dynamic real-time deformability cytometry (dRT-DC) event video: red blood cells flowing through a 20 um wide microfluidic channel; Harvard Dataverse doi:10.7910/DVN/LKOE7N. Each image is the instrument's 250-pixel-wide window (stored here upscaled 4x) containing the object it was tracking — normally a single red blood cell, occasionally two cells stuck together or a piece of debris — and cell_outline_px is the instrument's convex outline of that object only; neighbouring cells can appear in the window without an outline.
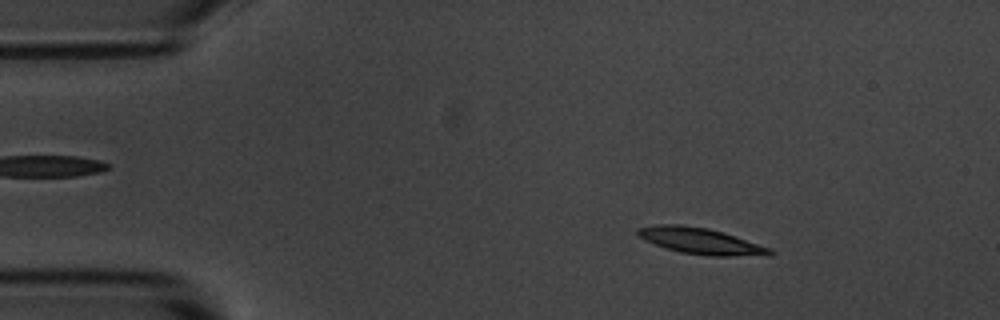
{"species": "common noctule bat (a hibernating species)", "species_latin": "Nyctalus noctula", "temperature_condition": "room temperature", "stored_images_in_passage": 53, "camera_frame_rate_fps": 3000, "um_per_image_px": 0.085, "animal": {"sex": "male", "body_mass_g": 20.1, "forearm_length_mm": 53.5}, "frame": {"image": 1, "passage_image": 7, "time_ms": 2.0, "image_size_px": [1000, 320], "cell_outline_px": [[776, 252], [772, 256], [708, 256], [680, 252], [644, 240], [636, 232], [636, 228], [656, 224], [680, 224], [708, 228], [724, 232], [772, 248]], "centroid_in_image_um": [59.64, 20.49], "position_along_channel_um": 25.4, "area_um2": 20.46}}
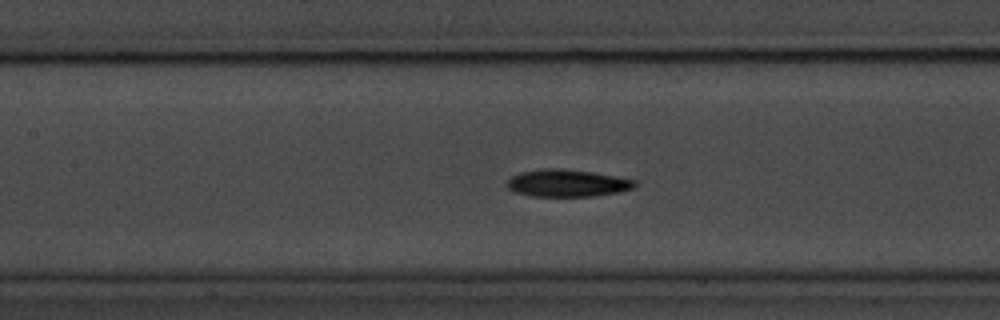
{"frame": {"image": 2, "passage_image": 23, "time_ms": 7.333, "image_size_px": [1000, 320], "cell_outline_px": [[636, 184], [632, 188], [616, 192], [592, 196], [532, 196], [516, 192], [508, 188], [504, 184], [512, 176], [520, 172], [544, 168], [560, 168], [592, 172], [616, 176], [636, 180]], "centroid_in_image_um": [48.17, 15.55], "position_along_channel_um": 159.2, "area_um2": 20.17}}
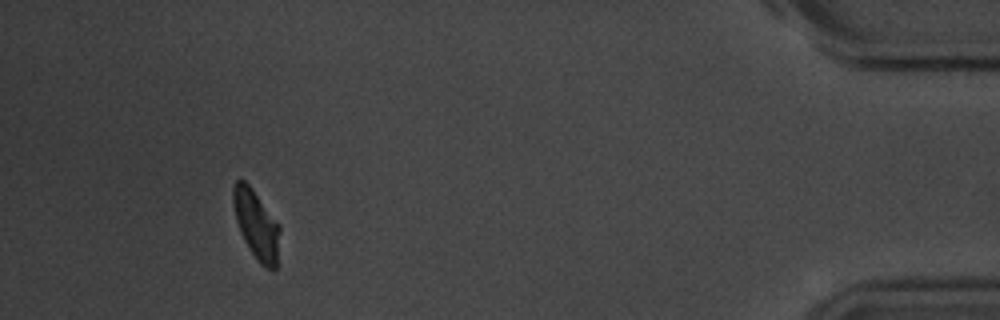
{"frame": {"image": 3, "passage_image": 49, "time_ms": 16.0, "image_size_px": [1000, 320], "cell_outline_px": [[280, 228], [276, 268], [264, 268], [260, 264], [248, 248], [240, 232], [236, 220], [232, 200], [232, 188], [236, 180], [244, 180], [252, 188], [280, 224]], "centroid_in_image_um": [21.78, 19.07], "position_along_channel_um": 413.4, "area_um2": 18.73}, "authors_computed_cell_mechanics": {"area_um2": 19.652, "velocity_mm_per_s": 3.679, "shape_relaxation_time_tau1_ms": 1.9438, "shape_relaxation_time_tau2_ms": null, "deformation_change_tau1": 0.1671, "deformation_change_tau2": null}}